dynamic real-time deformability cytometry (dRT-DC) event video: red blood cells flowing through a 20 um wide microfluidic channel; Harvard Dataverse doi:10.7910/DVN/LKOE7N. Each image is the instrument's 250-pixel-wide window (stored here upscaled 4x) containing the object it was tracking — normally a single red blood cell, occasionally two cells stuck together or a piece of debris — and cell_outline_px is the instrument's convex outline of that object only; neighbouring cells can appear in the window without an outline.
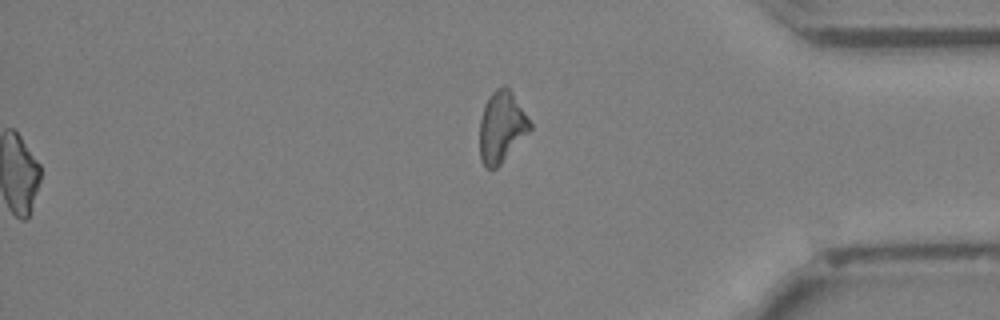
{"species": "Egyptian fruit bat (a non-hibernating species)", "species_latin": "Rousettus aegyptiacus", "temperature_condition": "cold", "stored_images_in_passage": 42, "segment_of_instrument_passage": [2, 2], "camera_frame_rate_fps": 3000, "um_per_image_px": 0.085, "animal": {"sex": "female"}, "frame": {"image": 1, "passage_image": 42, "time_ms": 13.667, "image_size_px": [1000, 320], "cell_outline_px": [[532, 128], [500, 164], [496, 168], [484, 168], [480, 160], [480, 120], [488, 96], [496, 88], [504, 84], [512, 92], [532, 124]], "centroid_in_image_um": [42.62, 10.78], "position_along_channel_um": 392.6, "area_um2": 20.63}}